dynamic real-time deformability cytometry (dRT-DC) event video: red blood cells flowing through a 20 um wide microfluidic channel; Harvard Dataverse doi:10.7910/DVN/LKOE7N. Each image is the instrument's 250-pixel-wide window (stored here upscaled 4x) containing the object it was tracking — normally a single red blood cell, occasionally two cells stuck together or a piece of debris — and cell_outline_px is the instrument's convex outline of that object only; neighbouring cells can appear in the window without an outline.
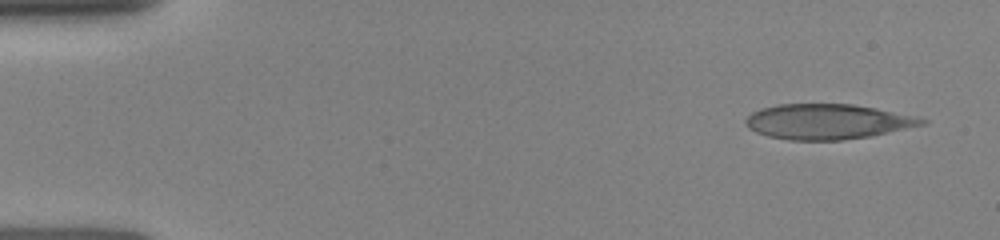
{"species": "human", "species_latin": "Homo sapiens", "temperature_condition": "room temperature", "stored_images_in_passage": 15, "camera_frame_rate_fps": 3000, "um_per_image_px": 0.085, "donor": {"sex": "female"}, "frame": {"image": 1, "passage_image": 1, "time_ms": 0.0, "image_size_px": [1000, 240], "cell_outline_px": [[928, 124], [872, 136], [840, 140], [788, 140], [768, 136], [756, 132], [748, 128], [744, 124], [744, 120], [752, 112], [760, 108], [780, 104], [852, 104], [876, 108], [928, 120]], "centroid_in_image_um": [70.3, 10.34], "position_along_channel_um": 14.7, "area_um2": 36.13}}
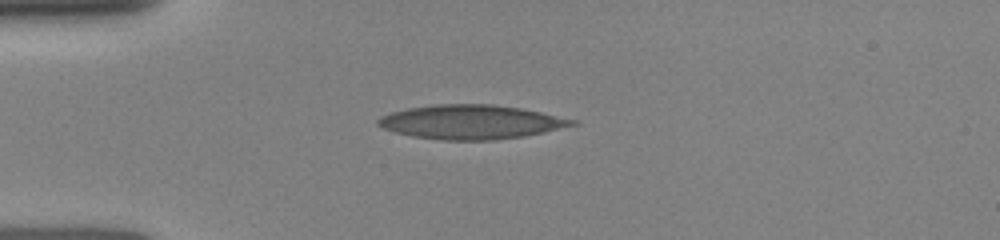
{"frame": {"image": 2, "passage_image": 6, "time_ms": 3.0, "image_size_px": [1000, 240], "cell_outline_px": [[580, 124], [544, 132], [524, 136], [492, 140], [444, 140], [412, 136], [396, 132], [384, 128], [376, 124], [376, 120], [380, 116], [392, 112], [408, 108], [436, 104], [492, 104], [520, 108], [580, 120]], "centroid_in_image_um": [40.08, 10.37], "position_along_channel_um": 44.9, "area_um2": 38.67}}
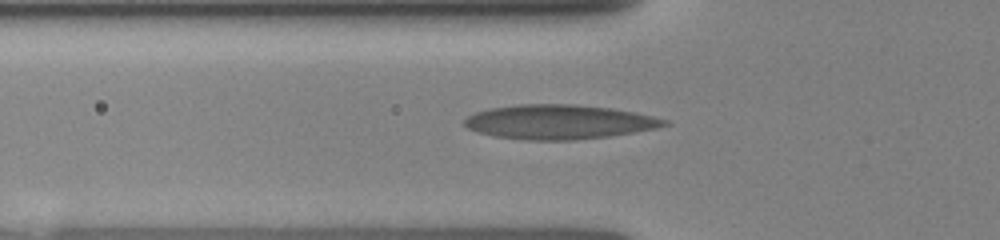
{"frame": {"image": 3, "passage_image": 12, "time_ms": 4.333, "image_size_px": [1000, 240], "cell_outline_px": [[672, 124], [656, 128], [608, 136], [576, 140], [524, 140], [496, 136], [476, 132], [468, 128], [464, 124], [464, 120], [468, 116], [476, 112], [492, 108], [520, 104], [572, 104], [612, 108], [652, 116], [668, 120]], "centroid_in_image_um": [47.52, 10.37], "position_along_channel_um": 78.3, "area_um2": 39.88}}